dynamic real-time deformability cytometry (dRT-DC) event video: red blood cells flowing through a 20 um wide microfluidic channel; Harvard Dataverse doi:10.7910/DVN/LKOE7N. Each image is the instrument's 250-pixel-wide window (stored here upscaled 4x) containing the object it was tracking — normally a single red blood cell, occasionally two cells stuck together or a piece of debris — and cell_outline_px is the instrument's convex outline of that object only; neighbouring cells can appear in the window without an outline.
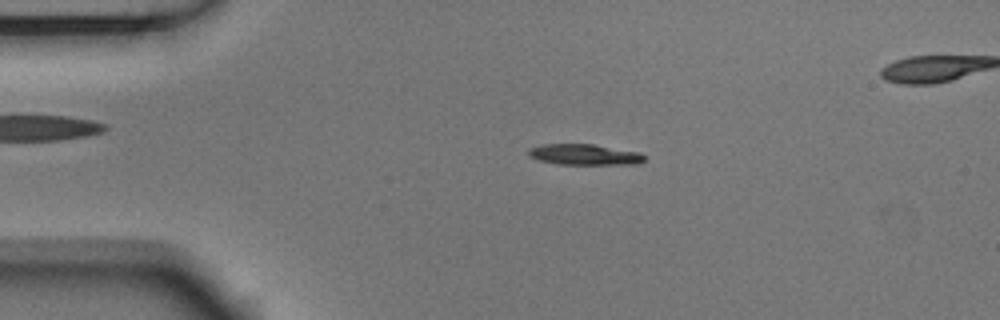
{"species": "Egyptian fruit bat (a non-hibernating species)", "species_latin": "Rousettus aegyptiacus", "temperature_condition": "room temperature", "stored_images_in_passage": 55, "segment_of_instrument_passage": [1, 2], "camera_frame_rate_fps": 3000, "um_per_image_px": 0.085, "animal": {"sex": "male"}, "frame": {"image": 1, "passage_image": 11, "time_ms": 3.333, "image_size_px": [1000, 320], "cell_outline_px": [[644, 160], [640, 164], [560, 164], [540, 160], [528, 156], [528, 148], [544, 144], [592, 144], [640, 152], [644, 156]], "centroid_in_image_um": [49.68, 13.13], "position_along_channel_um": 35.3, "area_um2": 13.99}}
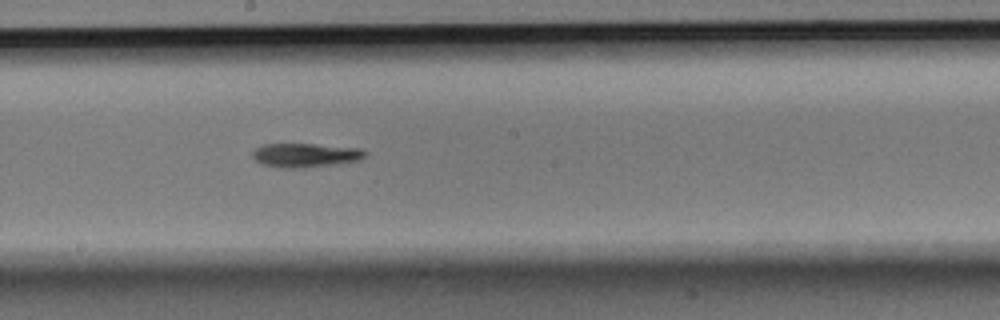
{"frame": {"image": 2, "passage_image": 29, "time_ms": 9.333, "image_size_px": [1000, 320], "cell_outline_px": [[368, 152], [360, 160], [332, 164], [296, 168], [280, 168], [264, 164], [256, 160], [252, 156], [252, 152], [256, 148], [264, 144], [312, 144], [360, 148]], "centroid_in_image_um": [25.95, 13.18], "position_along_channel_um": 222.2, "area_um2": 15.49}}
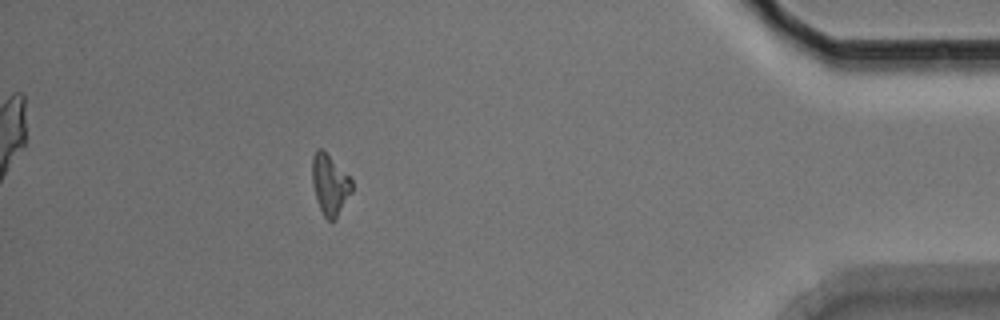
{"frame": {"image": 3, "passage_image": 48, "time_ms": 15.667, "image_size_px": [1000, 320], "cell_outline_px": [[352, 192], [336, 220], [328, 220], [324, 216], [316, 200], [312, 184], [312, 156], [316, 148], [320, 148], [352, 180]], "centroid_in_image_um": [28.02, 15.73], "position_along_channel_um": 407.2, "area_um2": 13.81}}